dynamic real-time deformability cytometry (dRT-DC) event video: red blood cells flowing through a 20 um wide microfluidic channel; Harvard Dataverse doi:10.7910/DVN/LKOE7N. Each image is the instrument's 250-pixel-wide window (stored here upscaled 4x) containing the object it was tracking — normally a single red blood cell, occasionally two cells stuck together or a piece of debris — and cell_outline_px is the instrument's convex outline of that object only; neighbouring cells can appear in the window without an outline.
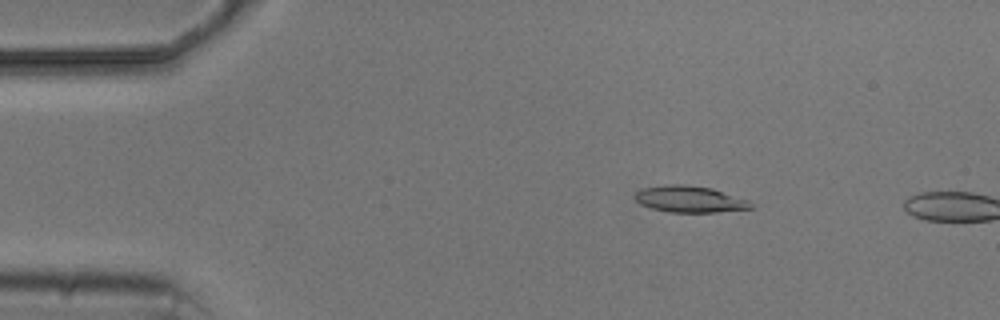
{"species": "common noctule bat (a hibernating species)", "species_latin": "Nyctalus noctula", "temperature_condition": "cold", "stored_images_in_passage": 3, "camera_frame_rate_fps": 3000, "um_per_image_px": 0.085, "animal": {"sex": "male", "body_mass_g": 20.5, "forearm_length_mm": 52.5}, "frame": {"image": 1, "passage_image": 2, "time_ms": 1.0, "image_size_px": [1000, 320], "cell_outline_px": [[756, 204], [752, 208], [716, 212], [668, 212], [652, 208], [640, 204], [632, 196], [636, 192], [644, 188], [664, 184], [684, 184], [712, 188], [748, 200]], "centroid_in_image_um": [58.62, 16.92], "position_along_channel_um": 26.4, "area_um2": 17.98}}